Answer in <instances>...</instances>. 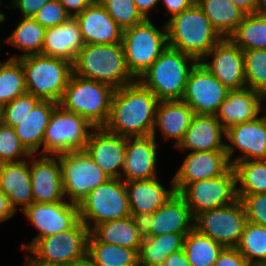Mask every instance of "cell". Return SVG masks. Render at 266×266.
<instances>
[{
  "label": "cell",
  "mask_w": 266,
  "mask_h": 266,
  "mask_svg": "<svg viewBox=\"0 0 266 266\" xmlns=\"http://www.w3.org/2000/svg\"><path fill=\"white\" fill-rule=\"evenodd\" d=\"M158 98L138 80L115 89L104 128L122 137L152 135Z\"/></svg>",
  "instance_id": "cell-1"
},
{
  "label": "cell",
  "mask_w": 266,
  "mask_h": 266,
  "mask_svg": "<svg viewBox=\"0 0 266 266\" xmlns=\"http://www.w3.org/2000/svg\"><path fill=\"white\" fill-rule=\"evenodd\" d=\"M72 67L77 76L107 84L113 89L136 81L127 67L122 43L85 44Z\"/></svg>",
  "instance_id": "cell-2"
},
{
  "label": "cell",
  "mask_w": 266,
  "mask_h": 266,
  "mask_svg": "<svg viewBox=\"0 0 266 266\" xmlns=\"http://www.w3.org/2000/svg\"><path fill=\"white\" fill-rule=\"evenodd\" d=\"M166 27L168 46L191 56L197 62L202 61L222 39L196 3L169 18Z\"/></svg>",
  "instance_id": "cell-3"
},
{
  "label": "cell",
  "mask_w": 266,
  "mask_h": 266,
  "mask_svg": "<svg viewBox=\"0 0 266 266\" xmlns=\"http://www.w3.org/2000/svg\"><path fill=\"white\" fill-rule=\"evenodd\" d=\"M196 63L191 56L168 46L138 81L159 101L182 100L189 72Z\"/></svg>",
  "instance_id": "cell-4"
},
{
  "label": "cell",
  "mask_w": 266,
  "mask_h": 266,
  "mask_svg": "<svg viewBox=\"0 0 266 266\" xmlns=\"http://www.w3.org/2000/svg\"><path fill=\"white\" fill-rule=\"evenodd\" d=\"M111 86L72 73L58 105L79 114L95 128L104 127L110 116Z\"/></svg>",
  "instance_id": "cell-5"
},
{
  "label": "cell",
  "mask_w": 266,
  "mask_h": 266,
  "mask_svg": "<svg viewBox=\"0 0 266 266\" xmlns=\"http://www.w3.org/2000/svg\"><path fill=\"white\" fill-rule=\"evenodd\" d=\"M17 59L24 69L27 93L58 104L73 73L72 63L43 54Z\"/></svg>",
  "instance_id": "cell-6"
},
{
  "label": "cell",
  "mask_w": 266,
  "mask_h": 266,
  "mask_svg": "<svg viewBox=\"0 0 266 266\" xmlns=\"http://www.w3.org/2000/svg\"><path fill=\"white\" fill-rule=\"evenodd\" d=\"M164 28V29H163ZM157 29L150 19L123 30L122 46L127 67L138 80L168 47L166 23Z\"/></svg>",
  "instance_id": "cell-7"
},
{
  "label": "cell",
  "mask_w": 266,
  "mask_h": 266,
  "mask_svg": "<svg viewBox=\"0 0 266 266\" xmlns=\"http://www.w3.org/2000/svg\"><path fill=\"white\" fill-rule=\"evenodd\" d=\"M89 229L79 220L71 229L36 239L26 257L42 266H66L87 254Z\"/></svg>",
  "instance_id": "cell-8"
},
{
  "label": "cell",
  "mask_w": 266,
  "mask_h": 266,
  "mask_svg": "<svg viewBox=\"0 0 266 266\" xmlns=\"http://www.w3.org/2000/svg\"><path fill=\"white\" fill-rule=\"evenodd\" d=\"M78 206L80 221L89 231L100 223L131 216L125 183L121 178H110L99 185Z\"/></svg>",
  "instance_id": "cell-9"
},
{
  "label": "cell",
  "mask_w": 266,
  "mask_h": 266,
  "mask_svg": "<svg viewBox=\"0 0 266 266\" xmlns=\"http://www.w3.org/2000/svg\"><path fill=\"white\" fill-rule=\"evenodd\" d=\"M89 128V130H88ZM95 128L75 112L59 105L54 109L43 138L42 155H60L75 150H84L90 129Z\"/></svg>",
  "instance_id": "cell-10"
},
{
  "label": "cell",
  "mask_w": 266,
  "mask_h": 266,
  "mask_svg": "<svg viewBox=\"0 0 266 266\" xmlns=\"http://www.w3.org/2000/svg\"><path fill=\"white\" fill-rule=\"evenodd\" d=\"M59 162L63 193L70 202L79 204L92 190L110 179L85 150L60 154Z\"/></svg>",
  "instance_id": "cell-11"
},
{
  "label": "cell",
  "mask_w": 266,
  "mask_h": 266,
  "mask_svg": "<svg viewBox=\"0 0 266 266\" xmlns=\"http://www.w3.org/2000/svg\"><path fill=\"white\" fill-rule=\"evenodd\" d=\"M194 229L226 247H237L248 222L238 199L216 209L200 212L194 217Z\"/></svg>",
  "instance_id": "cell-12"
},
{
  "label": "cell",
  "mask_w": 266,
  "mask_h": 266,
  "mask_svg": "<svg viewBox=\"0 0 266 266\" xmlns=\"http://www.w3.org/2000/svg\"><path fill=\"white\" fill-rule=\"evenodd\" d=\"M180 194L193 217L200 212L232 204L238 200L234 167L220 176L189 183Z\"/></svg>",
  "instance_id": "cell-13"
},
{
  "label": "cell",
  "mask_w": 266,
  "mask_h": 266,
  "mask_svg": "<svg viewBox=\"0 0 266 266\" xmlns=\"http://www.w3.org/2000/svg\"><path fill=\"white\" fill-rule=\"evenodd\" d=\"M228 89L201 63L189 72L182 101L198 115H216Z\"/></svg>",
  "instance_id": "cell-14"
},
{
  "label": "cell",
  "mask_w": 266,
  "mask_h": 266,
  "mask_svg": "<svg viewBox=\"0 0 266 266\" xmlns=\"http://www.w3.org/2000/svg\"><path fill=\"white\" fill-rule=\"evenodd\" d=\"M24 215L39 234L22 248L27 249L36 239L71 229L79 220V206L73 202L35 203L26 207Z\"/></svg>",
  "instance_id": "cell-15"
},
{
  "label": "cell",
  "mask_w": 266,
  "mask_h": 266,
  "mask_svg": "<svg viewBox=\"0 0 266 266\" xmlns=\"http://www.w3.org/2000/svg\"><path fill=\"white\" fill-rule=\"evenodd\" d=\"M200 62L228 90L246 86L243 50L229 38H222Z\"/></svg>",
  "instance_id": "cell-16"
},
{
  "label": "cell",
  "mask_w": 266,
  "mask_h": 266,
  "mask_svg": "<svg viewBox=\"0 0 266 266\" xmlns=\"http://www.w3.org/2000/svg\"><path fill=\"white\" fill-rule=\"evenodd\" d=\"M225 137L230 142L225 144V151L231 166L240 161L266 160V115L231 126L226 130ZM236 149L242 155L233 158Z\"/></svg>",
  "instance_id": "cell-17"
},
{
  "label": "cell",
  "mask_w": 266,
  "mask_h": 266,
  "mask_svg": "<svg viewBox=\"0 0 266 266\" xmlns=\"http://www.w3.org/2000/svg\"><path fill=\"white\" fill-rule=\"evenodd\" d=\"M125 148L126 137L99 127L93 128L84 150L109 178H122Z\"/></svg>",
  "instance_id": "cell-18"
},
{
  "label": "cell",
  "mask_w": 266,
  "mask_h": 266,
  "mask_svg": "<svg viewBox=\"0 0 266 266\" xmlns=\"http://www.w3.org/2000/svg\"><path fill=\"white\" fill-rule=\"evenodd\" d=\"M32 154L30 159V177L33 202L57 203L65 201L62 186V171L59 155L54 157L42 155L37 158Z\"/></svg>",
  "instance_id": "cell-19"
},
{
  "label": "cell",
  "mask_w": 266,
  "mask_h": 266,
  "mask_svg": "<svg viewBox=\"0 0 266 266\" xmlns=\"http://www.w3.org/2000/svg\"><path fill=\"white\" fill-rule=\"evenodd\" d=\"M231 167L226 151L189 152L174 175L176 192H181L189 183L214 178Z\"/></svg>",
  "instance_id": "cell-20"
},
{
  "label": "cell",
  "mask_w": 266,
  "mask_h": 266,
  "mask_svg": "<svg viewBox=\"0 0 266 266\" xmlns=\"http://www.w3.org/2000/svg\"><path fill=\"white\" fill-rule=\"evenodd\" d=\"M75 17L85 44L121 43L123 29L108 14L102 4L93 1Z\"/></svg>",
  "instance_id": "cell-21"
},
{
  "label": "cell",
  "mask_w": 266,
  "mask_h": 266,
  "mask_svg": "<svg viewBox=\"0 0 266 266\" xmlns=\"http://www.w3.org/2000/svg\"><path fill=\"white\" fill-rule=\"evenodd\" d=\"M157 144L153 135L145 137H127L125 163L123 166L124 182L147 180L157 177Z\"/></svg>",
  "instance_id": "cell-22"
},
{
  "label": "cell",
  "mask_w": 266,
  "mask_h": 266,
  "mask_svg": "<svg viewBox=\"0 0 266 266\" xmlns=\"http://www.w3.org/2000/svg\"><path fill=\"white\" fill-rule=\"evenodd\" d=\"M264 99L266 97L262 93L247 86L228 90V95L220 104L215 116L225 130L237 124L253 121L259 117L261 102Z\"/></svg>",
  "instance_id": "cell-23"
},
{
  "label": "cell",
  "mask_w": 266,
  "mask_h": 266,
  "mask_svg": "<svg viewBox=\"0 0 266 266\" xmlns=\"http://www.w3.org/2000/svg\"><path fill=\"white\" fill-rule=\"evenodd\" d=\"M84 45L78 21L71 16L61 25L46 28L41 54L73 64Z\"/></svg>",
  "instance_id": "cell-24"
},
{
  "label": "cell",
  "mask_w": 266,
  "mask_h": 266,
  "mask_svg": "<svg viewBox=\"0 0 266 266\" xmlns=\"http://www.w3.org/2000/svg\"><path fill=\"white\" fill-rule=\"evenodd\" d=\"M226 130L215 115L195 114L187 129L179 149L192 151H225L222 137Z\"/></svg>",
  "instance_id": "cell-25"
},
{
  "label": "cell",
  "mask_w": 266,
  "mask_h": 266,
  "mask_svg": "<svg viewBox=\"0 0 266 266\" xmlns=\"http://www.w3.org/2000/svg\"><path fill=\"white\" fill-rule=\"evenodd\" d=\"M194 217L186 200L175 194L153 213L152 227L147 237H156L167 233H189L194 228Z\"/></svg>",
  "instance_id": "cell-26"
},
{
  "label": "cell",
  "mask_w": 266,
  "mask_h": 266,
  "mask_svg": "<svg viewBox=\"0 0 266 266\" xmlns=\"http://www.w3.org/2000/svg\"><path fill=\"white\" fill-rule=\"evenodd\" d=\"M195 113L182 100L159 101L156 108L155 124L152 135L156 137V128L167 139H175V148L182 142Z\"/></svg>",
  "instance_id": "cell-27"
},
{
  "label": "cell",
  "mask_w": 266,
  "mask_h": 266,
  "mask_svg": "<svg viewBox=\"0 0 266 266\" xmlns=\"http://www.w3.org/2000/svg\"><path fill=\"white\" fill-rule=\"evenodd\" d=\"M0 190L9 198L16 212L18 205L24 210L33 203L30 165L26 159L0 163Z\"/></svg>",
  "instance_id": "cell-28"
},
{
  "label": "cell",
  "mask_w": 266,
  "mask_h": 266,
  "mask_svg": "<svg viewBox=\"0 0 266 266\" xmlns=\"http://www.w3.org/2000/svg\"><path fill=\"white\" fill-rule=\"evenodd\" d=\"M124 183L131 214L154 213L176 192L173 180L172 187L167 190L160 184L157 177Z\"/></svg>",
  "instance_id": "cell-29"
},
{
  "label": "cell",
  "mask_w": 266,
  "mask_h": 266,
  "mask_svg": "<svg viewBox=\"0 0 266 266\" xmlns=\"http://www.w3.org/2000/svg\"><path fill=\"white\" fill-rule=\"evenodd\" d=\"M57 106L58 104L56 102L41 100L29 114L14 127L19 140L31 154H36L40 147H43V138L46 128Z\"/></svg>",
  "instance_id": "cell-30"
},
{
  "label": "cell",
  "mask_w": 266,
  "mask_h": 266,
  "mask_svg": "<svg viewBox=\"0 0 266 266\" xmlns=\"http://www.w3.org/2000/svg\"><path fill=\"white\" fill-rule=\"evenodd\" d=\"M196 4L222 38H228L246 15L230 0H196Z\"/></svg>",
  "instance_id": "cell-31"
},
{
  "label": "cell",
  "mask_w": 266,
  "mask_h": 266,
  "mask_svg": "<svg viewBox=\"0 0 266 266\" xmlns=\"http://www.w3.org/2000/svg\"><path fill=\"white\" fill-rule=\"evenodd\" d=\"M90 233L100 242L135 249L138 252L143 240L131 216L100 223Z\"/></svg>",
  "instance_id": "cell-32"
},
{
  "label": "cell",
  "mask_w": 266,
  "mask_h": 266,
  "mask_svg": "<svg viewBox=\"0 0 266 266\" xmlns=\"http://www.w3.org/2000/svg\"><path fill=\"white\" fill-rule=\"evenodd\" d=\"M187 233H167L142 240L138 256L139 266H162L172 253L183 249Z\"/></svg>",
  "instance_id": "cell-33"
},
{
  "label": "cell",
  "mask_w": 266,
  "mask_h": 266,
  "mask_svg": "<svg viewBox=\"0 0 266 266\" xmlns=\"http://www.w3.org/2000/svg\"><path fill=\"white\" fill-rule=\"evenodd\" d=\"M87 254L96 266H139L138 251L98 241L89 233Z\"/></svg>",
  "instance_id": "cell-34"
},
{
  "label": "cell",
  "mask_w": 266,
  "mask_h": 266,
  "mask_svg": "<svg viewBox=\"0 0 266 266\" xmlns=\"http://www.w3.org/2000/svg\"><path fill=\"white\" fill-rule=\"evenodd\" d=\"M224 248L194 228L184 238L183 250L191 266H214Z\"/></svg>",
  "instance_id": "cell-35"
},
{
  "label": "cell",
  "mask_w": 266,
  "mask_h": 266,
  "mask_svg": "<svg viewBox=\"0 0 266 266\" xmlns=\"http://www.w3.org/2000/svg\"><path fill=\"white\" fill-rule=\"evenodd\" d=\"M46 28L38 23L33 17H22L12 34L7 37V42L13 47H17L24 51L18 57H10L17 59L20 57L41 54L44 42Z\"/></svg>",
  "instance_id": "cell-36"
},
{
  "label": "cell",
  "mask_w": 266,
  "mask_h": 266,
  "mask_svg": "<svg viewBox=\"0 0 266 266\" xmlns=\"http://www.w3.org/2000/svg\"><path fill=\"white\" fill-rule=\"evenodd\" d=\"M228 38L242 50H266V14L245 15Z\"/></svg>",
  "instance_id": "cell-37"
},
{
  "label": "cell",
  "mask_w": 266,
  "mask_h": 266,
  "mask_svg": "<svg viewBox=\"0 0 266 266\" xmlns=\"http://www.w3.org/2000/svg\"><path fill=\"white\" fill-rule=\"evenodd\" d=\"M237 195L266 193V160L240 161L233 165Z\"/></svg>",
  "instance_id": "cell-38"
},
{
  "label": "cell",
  "mask_w": 266,
  "mask_h": 266,
  "mask_svg": "<svg viewBox=\"0 0 266 266\" xmlns=\"http://www.w3.org/2000/svg\"><path fill=\"white\" fill-rule=\"evenodd\" d=\"M252 265H266V226L247 222L237 247Z\"/></svg>",
  "instance_id": "cell-39"
},
{
  "label": "cell",
  "mask_w": 266,
  "mask_h": 266,
  "mask_svg": "<svg viewBox=\"0 0 266 266\" xmlns=\"http://www.w3.org/2000/svg\"><path fill=\"white\" fill-rule=\"evenodd\" d=\"M27 93L25 74L18 59L0 62V108L18 96Z\"/></svg>",
  "instance_id": "cell-40"
},
{
  "label": "cell",
  "mask_w": 266,
  "mask_h": 266,
  "mask_svg": "<svg viewBox=\"0 0 266 266\" xmlns=\"http://www.w3.org/2000/svg\"><path fill=\"white\" fill-rule=\"evenodd\" d=\"M243 56L246 86L266 97V50H243Z\"/></svg>",
  "instance_id": "cell-41"
},
{
  "label": "cell",
  "mask_w": 266,
  "mask_h": 266,
  "mask_svg": "<svg viewBox=\"0 0 266 266\" xmlns=\"http://www.w3.org/2000/svg\"><path fill=\"white\" fill-rule=\"evenodd\" d=\"M102 5L123 30L145 20L137 10L134 0H105Z\"/></svg>",
  "instance_id": "cell-42"
},
{
  "label": "cell",
  "mask_w": 266,
  "mask_h": 266,
  "mask_svg": "<svg viewBox=\"0 0 266 266\" xmlns=\"http://www.w3.org/2000/svg\"><path fill=\"white\" fill-rule=\"evenodd\" d=\"M31 155L19 140L15 129L0 122V163L22 161Z\"/></svg>",
  "instance_id": "cell-43"
},
{
  "label": "cell",
  "mask_w": 266,
  "mask_h": 266,
  "mask_svg": "<svg viewBox=\"0 0 266 266\" xmlns=\"http://www.w3.org/2000/svg\"><path fill=\"white\" fill-rule=\"evenodd\" d=\"M41 101L32 94L25 93L1 107V122L14 128Z\"/></svg>",
  "instance_id": "cell-44"
},
{
  "label": "cell",
  "mask_w": 266,
  "mask_h": 266,
  "mask_svg": "<svg viewBox=\"0 0 266 266\" xmlns=\"http://www.w3.org/2000/svg\"><path fill=\"white\" fill-rule=\"evenodd\" d=\"M248 222L266 226V193L238 195Z\"/></svg>",
  "instance_id": "cell-45"
},
{
  "label": "cell",
  "mask_w": 266,
  "mask_h": 266,
  "mask_svg": "<svg viewBox=\"0 0 266 266\" xmlns=\"http://www.w3.org/2000/svg\"><path fill=\"white\" fill-rule=\"evenodd\" d=\"M71 15L66 11L59 0H51L43 5L33 18L44 28L61 25Z\"/></svg>",
  "instance_id": "cell-46"
},
{
  "label": "cell",
  "mask_w": 266,
  "mask_h": 266,
  "mask_svg": "<svg viewBox=\"0 0 266 266\" xmlns=\"http://www.w3.org/2000/svg\"><path fill=\"white\" fill-rule=\"evenodd\" d=\"M214 266H252L236 247H226L219 255Z\"/></svg>",
  "instance_id": "cell-47"
},
{
  "label": "cell",
  "mask_w": 266,
  "mask_h": 266,
  "mask_svg": "<svg viewBox=\"0 0 266 266\" xmlns=\"http://www.w3.org/2000/svg\"><path fill=\"white\" fill-rule=\"evenodd\" d=\"M14 7L10 5L9 8H18L21 11L22 17H33L40 8L51 0H12Z\"/></svg>",
  "instance_id": "cell-48"
},
{
  "label": "cell",
  "mask_w": 266,
  "mask_h": 266,
  "mask_svg": "<svg viewBox=\"0 0 266 266\" xmlns=\"http://www.w3.org/2000/svg\"><path fill=\"white\" fill-rule=\"evenodd\" d=\"M139 234L145 238L149 235L152 227L153 213L131 214Z\"/></svg>",
  "instance_id": "cell-49"
},
{
  "label": "cell",
  "mask_w": 266,
  "mask_h": 266,
  "mask_svg": "<svg viewBox=\"0 0 266 266\" xmlns=\"http://www.w3.org/2000/svg\"><path fill=\"white\" fill-rule=\"evenodd\" d=\"M159 1L160 2L163 1L166 10H168V13L171 14L170 18H172L177 14H180L184 10L191 8L196 3V0H159Z\"/></svg>",
  "instance_id": "cell-50"
},
{
  "label": "cell",
  "mask_w": 266,
  "mask_h": 266,
  "mask_svg": "<svg viewBox=\"0 0 266 266\" xmlns=\"http://www.w3.org/2000/svg\"><path fill=\"white\" fill-rule=\"evenodd\" d=\"M59 1L71 16H75L80 12H82L94 0H59Z\"/></svg>",
  "instance_id": "cell-51"
},
{
  "label": "cell",
  "mask_w": 266,
  "mask_h": 266,
  "mask_svg": "<svg viewBox=\"0 0 266 266\" xmlns=\"http://www.w3.org/2000/svg\"><path fill=\"white\" fill-rule=\"evenodd\" d=\"M15 213L9 198L0 190V223L10 219Z\"/></svg>",
  "instance_id": "cell-52"
},
{
  "label": "cell",
  "mask_w": 266,
  "mask_h": 266,
  "mask_svg": "<svg viewBox=\"0 0 266 266\" xmlns=\"http://www.w3.org/2000/svg\"><path fill=\"white\" fill-rule=\"evenodd\" d=\"M162 266H191L187 260L184 250L170 254Z\"/></svg>",
  "instance_id": "cell-53"
},
{
  "label": "cell",
  "mask_w": 266,
  "mask_h": 266,
  "mask_svg": "<svg viewBox=\"0 0 266 266\" xmlns=\"http://www.w3.org/2000/svg\"><path fill=\"white\" fill-rule=\"evenodd\" d=\"M159 2V0H134L137 10L145 19H150L149 11L156 7Z\"/></svg>",
  "instance_id": "cell-54"
},
{
  "label": "cell",
  "mask_w": 266,
  "mask_h": 266,
  "mask_svg": "<svg viewBox=\"0 0 266 266\" xmlns=\"http://www.w3.org/2000/svg\"><path fill=\"white\" fill-rule=\"evenodd\" d=\"M246 15L256 13V0H230Z\"/></svg>",
  "instance_id": "cell-55"
},
{
  "label": "cell",
  "mask_w": 266,
  "mask_h": 266,
  "mask_svg": "<svg viewBox=\"0 0 266 266\" xmlns=\"http://www.w3.org/2000/svg\"><path fill=\"white\" fill-rule=\"evenodd\" d=\"M66 266H96L94 261L86 254L83 258L75 260Z\"/></svg>",
  "instance_id": "cell-56"
},
{
  "label": "cell",
  "mask_w": 266,
  "mask_h": 266,
  "mask_svg": "<svg viewBox=\"0 0 266 266\" xmlns=\"http://www.w3.org/2000/svg\"><path fill=\"white\" fill-rule=\"evenodd\" d=\"M256 13L266 14V0H256Z\"/></svg>",
  "instance_id": "cell-57"
},
{
  "label": "cell",
  "mask_w": 266,
  "mask_h": 266,
  "mask_svg": "<svg viewBox=\"0 0 266 266\" xmlns=\"http://www.w3.org/2000/svg\"><path fill=\"white\" fill-rule=\"evenodd\" d=\"M25 266H42V265H39L37 263H34L32 261H30L27 257H26V263H25Z\"/></svg>",
  "instance_id": "cell-58"
},
{
  "label": "cell",
  "mask_w": 266,
  "mask_h": 266,
  "mask_svg": "<svg viewBox=\"0 0 266 266\" xmlns=\"http://www.w3.org/2000/svg\"><path fill=\"white\" fill-rule=\"evenodd\" d=\"M1 5V2H0ZM5 15L0 11V23L3 22L5 20Z\"/></svg>",
  "instance_id": "cell-59"
},
{
  "label": "cell",
  "mask_w": 266,
  "mask_h": 266,
  "mask_svg": "<svg viewBox=\"0 0 266 266\" xmlns=\"http://www.w3.org/2000/svg\"><path fill=\"white\" fill-rule=\"evenodd\" d=\"M94 1L97 2V3L102 4L105 0H94Z\"/></svg>",
  "instance_id": "cell-60"
}]
</instances>
